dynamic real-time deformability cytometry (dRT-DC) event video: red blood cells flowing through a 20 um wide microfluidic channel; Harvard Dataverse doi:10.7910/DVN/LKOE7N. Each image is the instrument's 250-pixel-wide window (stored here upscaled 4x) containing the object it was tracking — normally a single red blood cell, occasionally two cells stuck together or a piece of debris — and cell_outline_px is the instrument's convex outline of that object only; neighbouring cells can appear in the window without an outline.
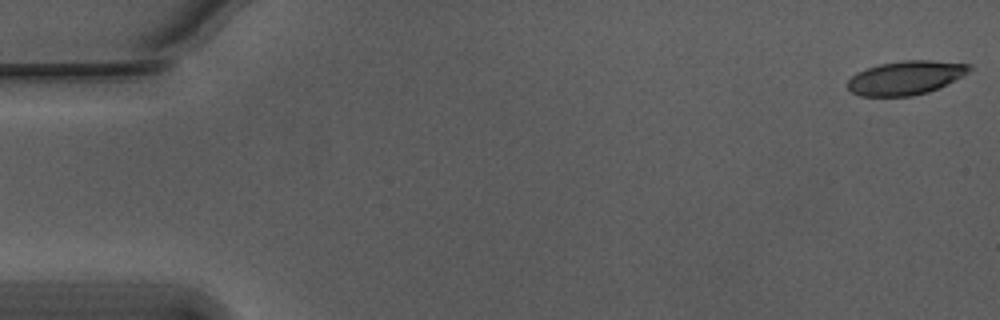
{"species": "Egyptian fruit bat (a non-hibernating species)", "species_latin": "Rousettus aegyptiacus", "temperature_condition": "warm", "stored_images_in_passage": 14, "camera_frame_rate_fps": 3000, "um_per_image_px": 0.085, "animal": {"sex": "male"}, "frame": {"image": 1, "passage_image": 1, "time_ms": 0.0, "image_size_px": [1000, 320], "cell_outline_px": [[972, 68], [964, 76], [928, 92], [912, 96], [860, 96], [852, 92], [848, 88], [848, 80], [856, 72], [880, 64], [904, 60], [928, 60], [972, 64]], "centroid_in_image_um": [77.0, 6.61], "position_along_channel_um": 8.0, "area_um2": 23.93}}